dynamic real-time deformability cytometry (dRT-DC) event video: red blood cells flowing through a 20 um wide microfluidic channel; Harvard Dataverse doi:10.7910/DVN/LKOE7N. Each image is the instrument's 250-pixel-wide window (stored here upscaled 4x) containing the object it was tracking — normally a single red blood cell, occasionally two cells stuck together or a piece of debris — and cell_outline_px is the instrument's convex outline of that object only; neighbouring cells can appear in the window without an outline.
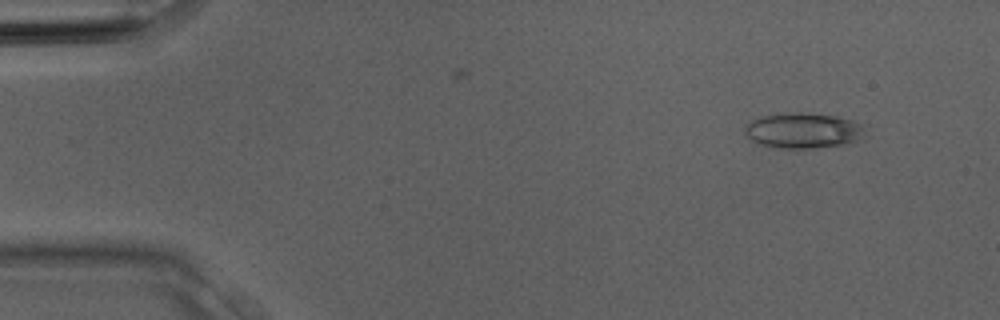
{"species": "Egyptian fruit bat (a non-hibernating species)", "species_latin": "Rousettus aegyptiacus", "temperature_condition": "room temperature", "stored_images_in_passage": 2, "camera_frame_rate_fps": 3000, "um_per_image_px": 0.085, "animal": {"sex": "male"}, "frame": {"image": 1, "passage_image": 2, "time_ms": 0.333, "image_size_px": [1000, 320], "cell_outline_px": [[860, 132], [856, 140], [844, 144], [816, 148], [772, 148], [756, 144], [744, 136], [744, 128], [752, 120], [760, 116], [784, 112], [800, 112], [836, 116], [852, 120], [860, 124]], "centroid_in_image_um": [68.11, 11.1], "position_along_channel_um": 16.9, "area_um2": 24.8}}